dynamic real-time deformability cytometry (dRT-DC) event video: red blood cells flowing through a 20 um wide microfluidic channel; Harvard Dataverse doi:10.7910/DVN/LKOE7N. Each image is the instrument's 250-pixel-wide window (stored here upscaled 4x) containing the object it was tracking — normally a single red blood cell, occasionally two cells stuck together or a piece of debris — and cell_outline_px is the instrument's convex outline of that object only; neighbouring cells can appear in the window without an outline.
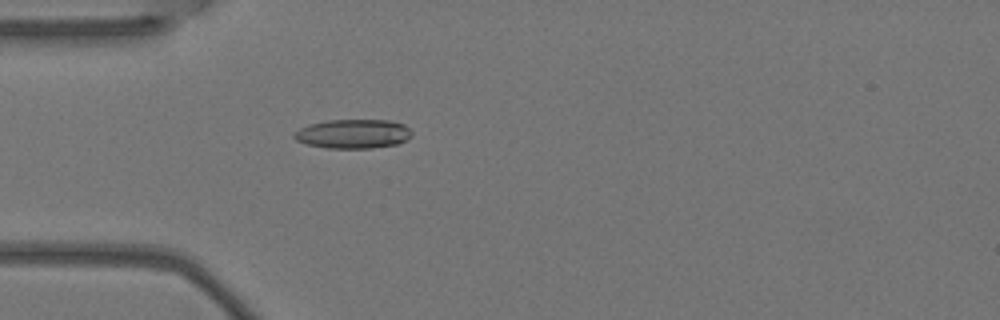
{"species": "Egyptian fruit bat (a non-hibernating species)", "species_latin": "Rousettus aegyptiacus", "temperature_condition": "warm", "stored_images_in_passage": 2, "camera_frame_rate_fps": 3000, "um_per_image_px": 0.085, "animal": {"sex": "female"}, "frame": {"image": 1, "passage_image": 2, "time_ms": 0.333, "image_size_px": [1000, 320], "cell_outline_px": [[412, 136], [396, 144], [372, 148], [328, 148], [308, 144], [296, 140], [292, 136], [300, 128], [308, 124], [328, 120], [388, 120], [404, 124], [412, 132]], "centroid_in_image_um": [30.01, 11.37], "position_along_channel_um": 55.0, "area_um2": 19.88}}